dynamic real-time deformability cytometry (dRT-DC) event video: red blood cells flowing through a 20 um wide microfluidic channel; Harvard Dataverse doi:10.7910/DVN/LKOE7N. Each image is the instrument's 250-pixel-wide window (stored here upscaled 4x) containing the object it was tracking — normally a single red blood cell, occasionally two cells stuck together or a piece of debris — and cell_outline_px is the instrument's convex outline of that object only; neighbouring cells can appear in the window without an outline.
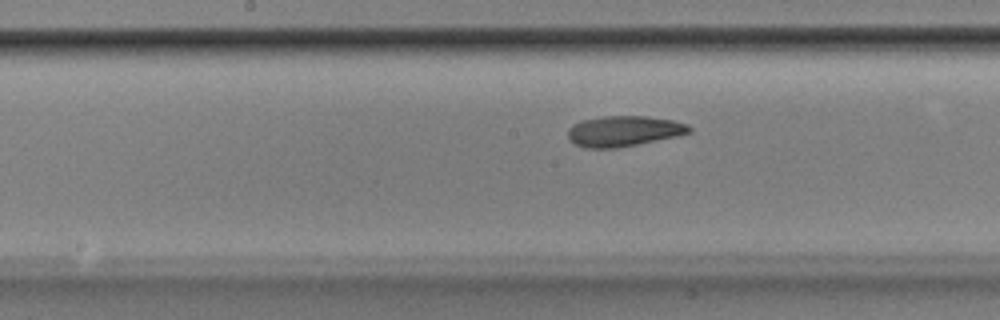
{"species": "Egyptian fruit bat (a non-hibernating species)", "species_latin": "Rousettus aegyptiacus", "temperature_condition": "room temperature", "stored_images_in_passage": 17, "camera_frame_rate_fps": 3000, "um_per_image_px": 0.085, "animal": {"sex": "male"}, "frame": {"image": 1, "passage_image": 12, "time_ms": 3.667, "image_size_px": [1000, 320], "cell_outline_px": [[692, 132], [676, 136], [616, 148], [584, 148], [572, 144], [568, 140], [568, 128], [572, 124], [580, 120], [604, 116], [648, 116], [672, 120], [688, 124], [692, 128]], "centroid_in_image_um": [52.97, 11.14], "position_along_channel_um": 195.2, "area_um2": 21.79}}